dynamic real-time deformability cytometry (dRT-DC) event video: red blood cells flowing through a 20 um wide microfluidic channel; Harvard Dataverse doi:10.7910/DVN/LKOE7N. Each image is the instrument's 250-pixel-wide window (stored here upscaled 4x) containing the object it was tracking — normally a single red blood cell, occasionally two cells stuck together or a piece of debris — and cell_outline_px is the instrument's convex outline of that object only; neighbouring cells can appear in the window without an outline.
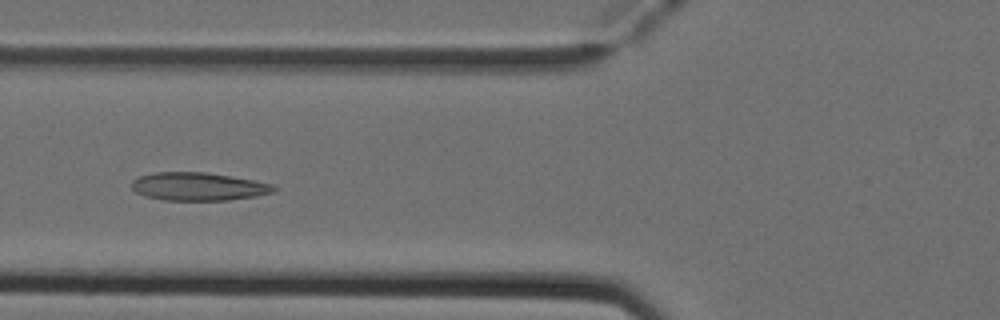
{"species": "Egyptian fruit bat (a non-hibernating species)", "species_latin": "Rousettus aegyptiacus", "temperature_condition": "cold", "stored_images_in_passage": 5, "camera_frame_rate_fps": 3000, "um_per_image_px": 0.085, "animal": {"sex": "female"}, "frame": {"image": 1, "passage_image": 5, "time_ms": 1.333, "image_size_px": [1000, 320], "cell_outline_px": [[280, 188], [276, 192], [256, 196], [228, 200], [164, 200], [144, 196], [136, 192], [132, 188], [132, 180], [140, 176], [156, 172], [204, 172], [276, 184]], "centroid_in_image_um": [16.91, 15.86], "position_along_channel_um": 108.9, "area_um2": 23.35}}